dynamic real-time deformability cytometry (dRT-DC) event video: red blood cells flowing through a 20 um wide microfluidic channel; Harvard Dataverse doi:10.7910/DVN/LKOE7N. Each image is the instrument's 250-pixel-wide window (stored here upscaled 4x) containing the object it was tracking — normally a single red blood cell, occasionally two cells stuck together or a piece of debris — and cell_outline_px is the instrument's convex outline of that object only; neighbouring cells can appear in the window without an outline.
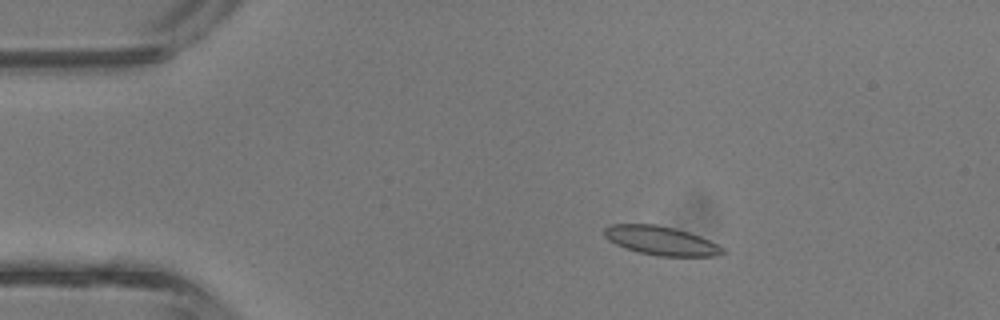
{"species": "common noctule bat (a hibernating species)", "species_latin": "Nyctalus noctula", "temperature_condition": "room temperature", "stored_images_in_passage": 43, "camera_frame_rate_fps": 3000, "um_per_image_px": 0.085, "animal": {"sex": "male", "body_mass_g": 13.3}, "frame": {"image": 1, "passage_image": 8, "time_ms": 2.333, "image_size_px": [1000, 320], "cell_outline_px": [[728, 252], [716, 256], [656, 256], [624, 248], [608, 240], [604, 236], [604, 228], [608, 224], [656, 224], [688, 232], [700, 236], [724, 248]], "centroid_in_image_um": [56.17, 20.46], "position_along_channel_um": 28.8, "area_um2": 19.94}}
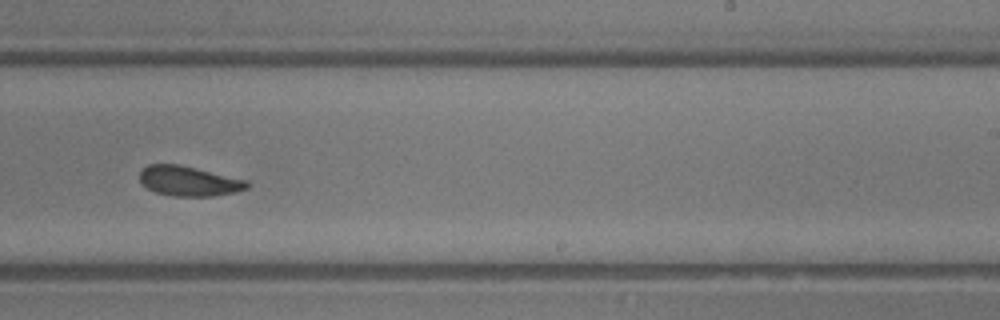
{"frame": {"image": 2, "passage_image": 27, "time_ms": 8.667, "image_size_px": [1000, 320], "cell_outline_px": [[248, 188], [236, 192], [212, 196], [172, 196], [156, 192], [148, 188], [140, 180], [140, 172], [148, 164], [180, 164], [248, 180]], "centroid_in_image_um": [16.08, 15.38], "position_along_channel_um": 272.9, "area_um2": 18.67}}
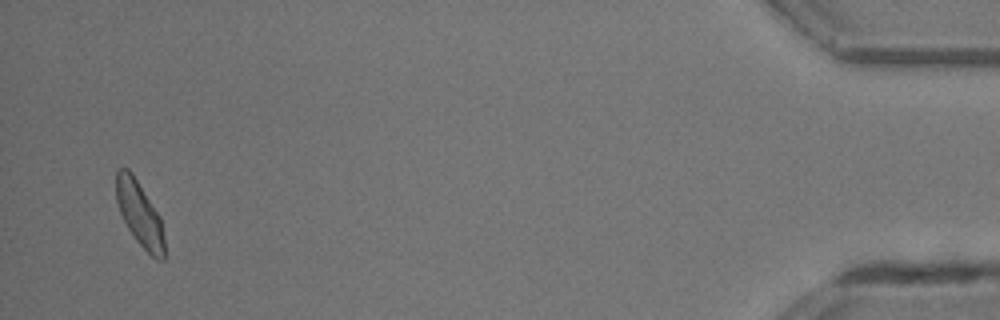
{"frame": {"image": 3, "passage_image": 42, "time_ms": 13.667, "image_size_px": [1000, 320], "cell_outline_px": [[168, 256], [164, 260], [156, 260], [136, 240], [128, 228], [120, 212], [116, 200], [116, 168], [128, 168], [132, 172], [160, 216]], "centroid_in_image_um": [11.9, 18.22], "position_along_channel_um": 423.3, "area_um2": 18.44}, "authors_computed_cell_mechanics": {"area_um2": 19.1896, "velocity_mm_per_s": 4.7717, "shape_relaxation_time_tau1_ms": 1.535, "shape_relaxation_time_tau2_ms": 1.0889, "deformation_change_tau1": 0.0881, "deformation_change_tau2": 0.0698}}